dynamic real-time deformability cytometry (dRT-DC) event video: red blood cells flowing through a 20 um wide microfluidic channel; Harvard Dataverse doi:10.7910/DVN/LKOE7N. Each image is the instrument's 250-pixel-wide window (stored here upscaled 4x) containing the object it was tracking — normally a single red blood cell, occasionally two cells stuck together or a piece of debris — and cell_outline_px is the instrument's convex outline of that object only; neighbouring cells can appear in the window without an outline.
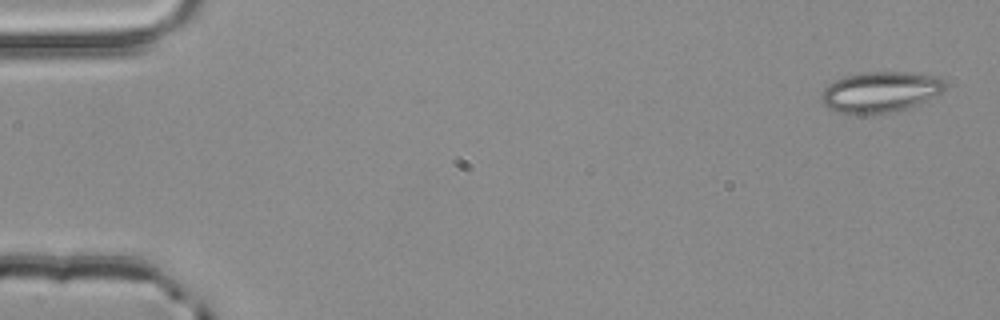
{"species": "common noctule bat (a hibernating species)", "species_latin": "Nyctalus noctula", "temperature_condition": "room temperature", "stored_images_in_passage": 5, "segment_of_instrument_passage": [1, 2], "camera_frame_rate_fps": 3000, "um_per_image_px": 0.085, "animal": {"sex": "male", "body_mass_g": 20.4}, "frame": {"image": 1, "passage_image": 1, "time_ms": 0.0, "image_size_px": [1000, 320], "cell_outline_px": [[944, 88], [940, 92], [916, 104], [904, 108], [888, 112], [832, 112], [820, 100], [820, 96], [824, 88], [828, 84], [836, 80], [848, 76], [864, 72], [908, 72], [940, 76], [944, 80]], "centroid_in_image_um": [74.79, 7.78], "position_along_channel_um": 10.2, "area_um2": 28.55}}